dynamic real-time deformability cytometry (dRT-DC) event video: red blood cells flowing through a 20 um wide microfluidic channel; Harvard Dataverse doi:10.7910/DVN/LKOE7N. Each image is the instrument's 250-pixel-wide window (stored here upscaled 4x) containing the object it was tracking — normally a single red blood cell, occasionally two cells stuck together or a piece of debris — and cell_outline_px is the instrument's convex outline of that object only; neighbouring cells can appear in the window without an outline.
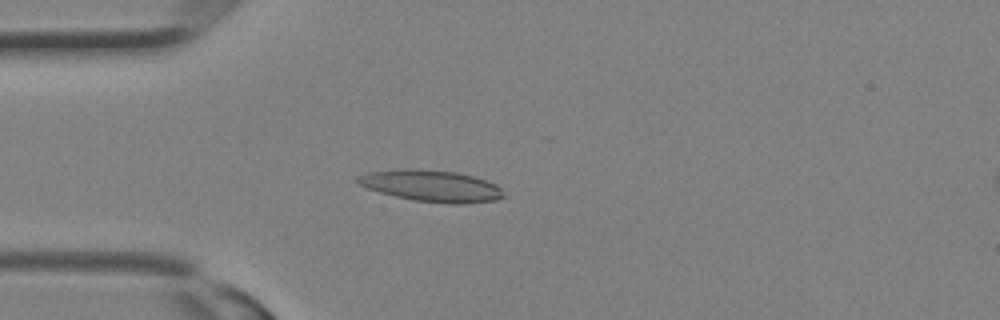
{"species": "Egyptian fruit bat (a non-hibernating species)", "species_latin": "Rousettus aegyptiacus", "temperature_condition": "room temperature", "stored_images_in_passage": 31, "camera_frame_rate_fps": 3000, "um_per_image_px": 0.085, "animal": {"sex": "female"}, "frame": {"image": 1, "passage_image": 9, "time_ms": 2.667, "image_size_px": [1000, 320], "cell_outline_px": [[504, 196], [496, 200], [460, 204], [448, 204], [412, 200], [380, 192], [368, 188], [360, 184], [356, 180], [356, 176], [368, 172], [404, 168], [412, 168], [456, 172], [488, 180], [496, 184], [500, 188]], "centroid_in_image_um": [36.67, 15.79], "position_along_channel_um": 48.3, "area_um2": 26.82}}
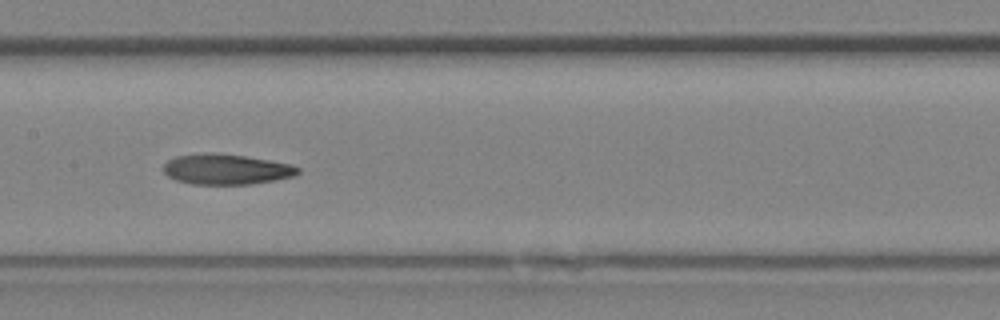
{"frame": {"image": 2, "passage_image": 16, "time_ms": 5.0, "image_size_px": [1000, 320], "cell_outline_px": [[300, 172], [296, 176], [276, 180], [252, 184], [192, 184], [176, 180], [168, 176], [164, 172], [164, 164], [168, 160], [176, 156], [212, 152], [244, 156], [292, 164], [300, 168]], "centroid_in_image_um": [19.26, 14.39], "position_along_channel_um": 188.1, "area_um2": 23.87}}
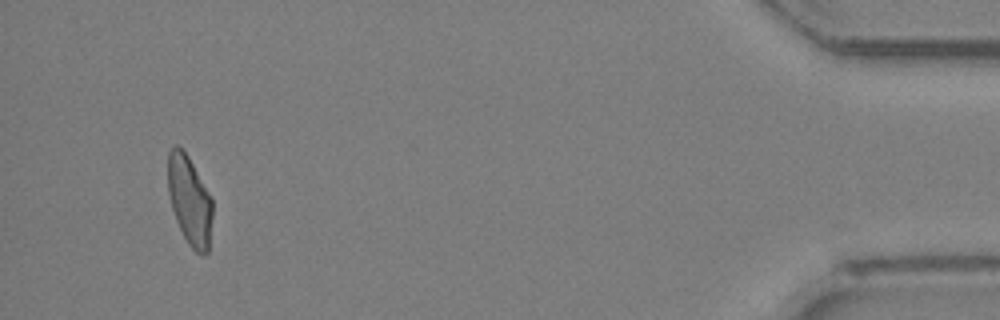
{"frame": {"image": 3, "passage_image": 30, "time_ms": 9.667, "image_size_px": [1000, 320], "cell_outline_px": [[212, 216], [208, 252], [204, 256], [196, 252], [188, 244], [176, 220], [172, 208], [168, 192], [168, 152], [176, 144], [188, 156], [212, 196]], "centroid_in_image_um": [16.13, 17.05], "position_along_channel_um": 419.1, "area_um2": 23.12}}